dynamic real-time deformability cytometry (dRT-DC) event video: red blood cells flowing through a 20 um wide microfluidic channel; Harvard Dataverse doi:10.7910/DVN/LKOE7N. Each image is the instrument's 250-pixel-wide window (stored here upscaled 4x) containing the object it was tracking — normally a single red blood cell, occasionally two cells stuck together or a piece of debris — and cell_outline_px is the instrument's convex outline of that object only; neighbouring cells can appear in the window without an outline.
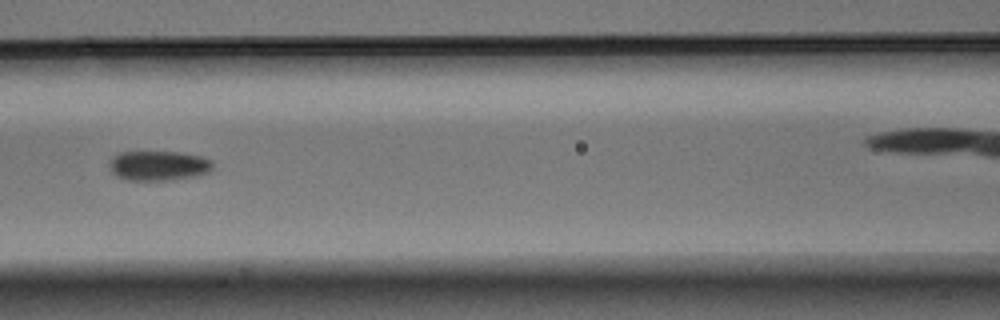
{"species": "Egyptian fruit bat (a non-hibernating species)", "species_latin": "Rousettus aegyptiacus", "temperature_condition": "warm", "stored_images_in_passage": 9, "camera_frame_rate_fps": 3000, "um_per_image_px": 0.085, "animal": {"sex": "male"}, "frame": {"image": 1, "passage_image": 6, "time_ms": 1.667, "image_size_px": [1000, 320], "cell_outline_px": [[212, 168], [208, 172], [192, 176], [168, 180], [128, 180], [116, 176], [108, 168], [108, 164], [112, 156], [120, 152], [180, 152], [204, 156], [212, 160]], "centroid_in_image_um": [13.44, 14.07], "position_along_channel_um": 153.2, "area_um2": 18.03}}
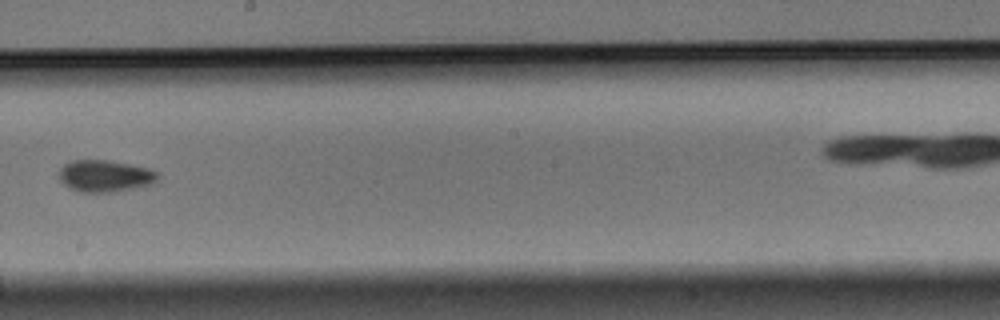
{"frame": {"image": 2, "passage_image": 8, "time_ms": 2.333, "image_size_px": [1000, 320], "cell_outline_px": [[156, 180], [152, 184], [112, 192], [80, 192], [68, 188], [60, 180], [60, 168], [64, 164], [72, 160], [108, 160], [148, 168], [156, 172]], "centroid_in_image_um": [8.87, 14.96], "position_along_channel_um": 239.3, "area_um2": 18.09}}